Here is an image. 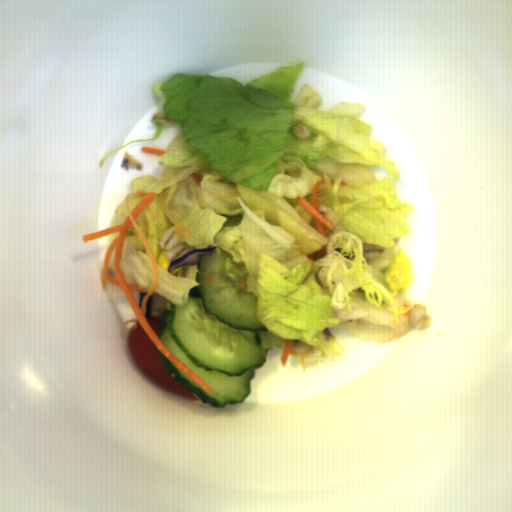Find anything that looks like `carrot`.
I'll return each instance as SVG.
<instances>
[{
	"label": "carrot",
	"instance_id": "1",
	"mask_svg": "<svg viewBox=\"0 0 512 512\" xmlns=\"http://www.w3.org/2000/svg\"><path fill=\"white\" fill-rule=\"evenodd\" d=\"M156 199V192H135L126 194L123 202L127 216L123 224L83 234L82 241L88 242L119 232L108 246L101 271L103 291L106 292L107 281L122 289L136 319H128L123 323L124 330H135L140 322L142 328L153 341L159 351L175 366L192 378L209 394H213L210 386L172 354L148 324L145 315L147 301L155 292L158 282V268L153 249L137 224L139 216Z\"/></svg>",
	"mask_w": 512,
	"mask_h": 512
},
{
	"label": "carrot",
	"instance_id": "2",
	"mask_svg": "<svg viewBox=\"0 0 512 512\" xmlns=\"http://www.w3.org/2000/svg\"><path fill=\"white\" fill-rule=\"evenodd\" d=\"M326 180H318L315 184H313L310 202L307 201L306 198L297 196L296 199L298 203L309 212L315 221L316 231L324 238L327 239L326 232L323 226H326L330 230H334V225L331 221H329L320 211L318 193L319 188L322 184H325Z\"/></svg>",
	"mask_w": 512,
	"mask_h": 512
},
{
	"label": "carrot",
	"instance_id": "3",
	"mask_svg": "<svg viewBox=\"0 0 512 512\" xmlns=\"http://www.w3.org/2000/svg\"><path fill=\"white\" fill-rule=\"evenodd\" d=\"M289 354H296L297 352L293 348L292 339H284V346L281 351L280 360L285 368L287 361L289 359Z\"/></svg>",
	"mask_w": 512,
	"mask_h": 512
},
{
	"label": "carrot",
	"instance_id": "4",
	"mask_svg": "<svg viewBox=\"0 0 512 512\" xmlns=\"http://www.w3.org/2000/svg\"><path fill=\"white\" fill-rule=\"evenodd\" d=\"M141 151H143L144 153H152V154H155V155H158V156H161L165 154V150H160V149H157V148H154V147H142Z\"/></svg>",
	"mask_w": 512,
	"mask_h": 512
},
{
	"label": "carrot",
	"instance_id": "5",
	"mask_svg": "<svg viewBox=\"0 0 512 512\" xmlns=\"http://www.w3.org/2000/svg\"><path fill=\"white\" fill-rule=\"evenodd\" d=\"M327 253V244L322 246V249L318 252L312 253L310 255H307L308 259L313 260L315 257L323 256Z\"/></svg>",
	"mask_w": 512,
	"mask_h": 512
},
{
	"label": "carrot",
	"instance_id": "6",
	"mask_svg": "<svg viewBox=\"0 0 512 512\" xmlns=\"http://www.w3.org/2000/svg\"><path fill=\"white\" fill-rule=\"evenodd\" d=\"M190 175L194 178L196 184L200 186V183L202 181V178L200 177V175L197 174L196 172H192Z\"/></svg>",
	"mask_w": 512,
	"mask_h": 512
}]
</instances>
